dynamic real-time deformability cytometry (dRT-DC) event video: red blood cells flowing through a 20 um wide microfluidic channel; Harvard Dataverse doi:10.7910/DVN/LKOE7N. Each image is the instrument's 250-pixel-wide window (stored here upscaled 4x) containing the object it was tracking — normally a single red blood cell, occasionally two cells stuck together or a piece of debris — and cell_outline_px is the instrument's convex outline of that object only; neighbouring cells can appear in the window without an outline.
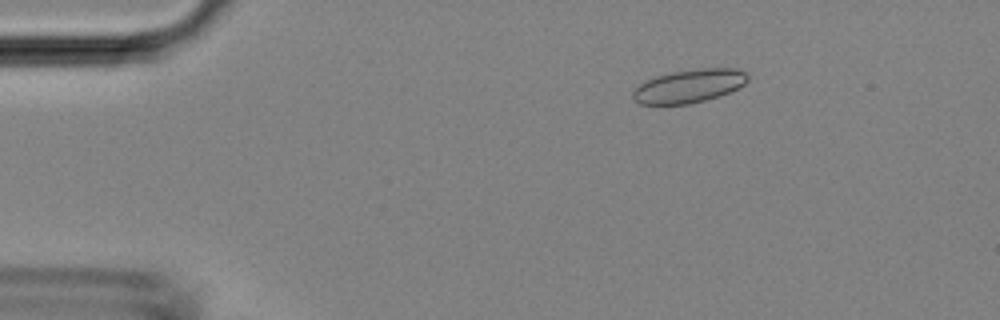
{"species": "Egyptian fruit bat (a non-hibernating species)", "species_latin": "Rousettus aegyptiacus", "temperature_condition": "room temperature", "stored_images_in_passage": 47, "camera_frame_rate_fps": 3000, "um_per_image_px": 0.085, "animal": {"sex": "female"}, "frame": {"image": 1, "passage_image": 8, "time_ms": 2.333, "image_size_px": [1000, 320], "cell_outline_px": [[748, 80], [744, 84], [728, 92], [704, 100], [688, 104], [640, 104], [632, 96], [632, 92], [640, 84], [656, 76], [672, 72], [700, 68], [736, 68], [748, 72]], "centroid_in_image_um": [58.59, 7.3], "position_along_channel_um": 26.4, "area_um2": 22.02}}
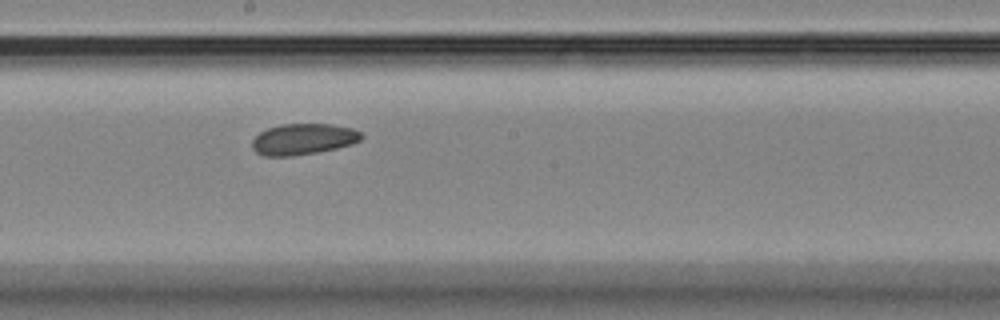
{"frame": {"image": 2, "passage_image": 26, "time_ms": 8.333, "image_size_px": [1000, 320], "cell_outline_px": [[364, 136], [360, 140], [352, 144], [336, 148], [316, 152], [292, 156], [264, 156], [256, 152], [252, 148], [252, 140], [260, 132], [268, 128], [280, 124], [332, 124], [352, 128], [360, 132]], "centroid_in_image_um": [25.77, 11.82], "position_along_channel_um": 222.4, "area_um2": 19.77}}
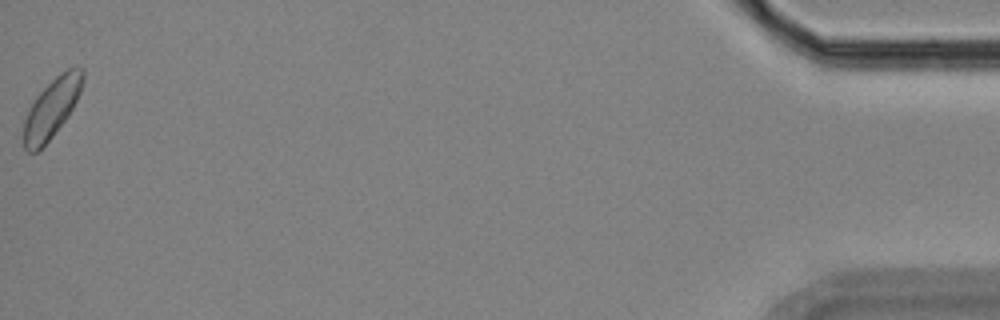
{"frame": {"image": 3, "passage_image": 47, "time_ms": 15.333, "image_size_px": [1000, 320], "cell_outline_px": [[84, 80], [80, 92], [68, 116], [52, 136], [36, 152], [28, 152], [24, 148], [24, 120], [28, 108], [36, 96], [60, 72], [68, 68], [84, 68]], "centroid_in_image_um": [4.39, 9.17], "position_along_channel_um": 430.8, "area_um2": 20.17}}